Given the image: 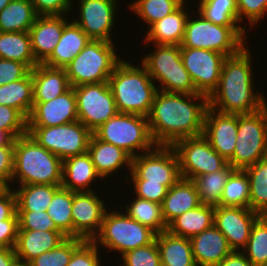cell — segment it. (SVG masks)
Returning a JSON list of instances; mask_svg holds the SVG:
<instances>
[{
	"label": "cell",
	"mask_w": 267,
	"mask_h": 266,
	"mask_svg": "<svg viewBox=\"0 0 267 266\" xmlns=\"http://www.w3.org/2000/svg\"><path fill=\"white\" fill-rule=\"evenodd\" d=\"M193 99L202 102L192 103ZM208 106V97L200 93L179 94L158 90L147 116L154 142L157 146H173L181 139L202 135Z\"/></svg>",
	"instance_id": "cell-1"
},
{
	"label": "cell",
	"mask_w": 267,
	"mask_h": 266,
	"mask_svg": "<svg viewBox=\"0 0 267 266\" xmlns=\"http://www.w3.org/2000/svg\"><path fill=\"white\" fill-rule=\"evenodd\" d=\"M251 63L246 46L225 58L218 86L208 97L209 107L222 113L249 114L266 105L263 95L253 91Z\"/></svg>",
	"instance_id": "cell-2"
},
{
	"label": "cell",
	"mask_w": 267,
	"mask_h": 266,
	"mask_svg": "<svg viewBox=\"0 0 267 266\" xmlns=\"http://www.w3.org/2000/svg\"><path fill=\"white\" fill-rule=\"evenodd\" d=\"M142 68L121 60L109 77L108 85L118 113L147 117L158 88L143 64Z\"/></svg>",
	"instance_id": "cell-3"
},
{
	"label": "cell",
	"mask_w": 267,
	"mask_h": 266,
	"mask_svg": "<svg viewBox=\"0 0 267 266\" xmlns=\"http://www.w3.org/2000/svg\"><path fill=\"white\" fill-rule=\"evenodd\" d=\"M63 160L40 146L28 133L14 139L12 180L28 184L61 185Z\"/></svg>",
	"instance_id": "cell-4"
},
{
	"label": "cell",
	"mask_w": 267,
	"mask_h": 266,
	"mask_svg": "<svg viewBox=\"0 0 267 266\" xmlns=\"http://www.w3.org/2000/svg\"><path fill=\"white\" fill-rule=\"evenodd\" d=\"M113 43L90 40L80 53L64 67L71 87L108 82L121 61Z\"/></svg>",
	"instance_id": "cell-5"
},
{
	"label": "cell",
	"mask_w": 267,
	"mask_h": 266,
	"mask_svg": "<svg viewBox=\"0 0 267 266\" xmlns=\"http://www.w3.org/2000/svg\"><path fill=\"white\" fill-rule=\"evenodd\" d=\"M199 19L187 20L180 47L206 49L228 56L237 54L245 45V29L241 26L214 24L199 14Z\"/></svg>",
	"instance_id": "cell-6"
},
{
	"label": "cell",
	"mask_w": 267,
	"mask_h": 266,
	"mask_svg": "<svg viewBox=\"0 0 267 266\" xmlns=\"http://www.w3.org/2000/svg\"><path fill=\"white\" fill-rule=\"evenodd\" d=\"M97 139L122 148L132 158L136 150L151 151L157 146L154 142L148 118L127 113H117L92 133Z\"/></svg>",
	"instance_id": "cell-7"
},
{
	"label": "cell",
	"mask_w": 267,
	"mask_h": 266,
	"mask_svg": "<svg viewBox=\"0 0 267 266\" xmlns=\"http://www.w3.org/2000/svg\"><path fill=\"white\" fill-rule=\"evenodd\" d=\"M267 158V104L249 114H238L236 146L228 161L235 170H245Z\"/></svg>",
	"instance_id": "cell-8"
},
{
	"label": "cell",
	"mask_w": 267,
	"mask_h": 266,
	"mask_svg": "<svg viewBox=\"0 0 267 266\" xmlns=\"http://www.w3.org/2000/svg\"><path fill=\"white\" fill-rule=\"evenodd\" d=\"M156 52L146 55L142 64L151 78L162 83L159 91L166 93L195 94L198 93L185 69L179 45L155 44Z\"/></svg>",
	"instance_id": "cell-9"
},
{
	"label": "cell",
	"mask_w": 267,
	"mask_h": 266,
	"mask_svg": "<svg viewBox=\"0 0 267 266\" xmlns=\"http://www.w3.org/2000/svg\"><path fill=\"white\" fill-rule=\"evenodd\" d=\"M155 237L156 233L149 227L122 212L114 211L106 212L101 228L92 241L123 255L130 250L151 244Z\"/></svg>",
	"instance_id": "cell-10"
},
{
	"label": "cell",
	"mask_w": 267,
	"mask_h": 266,
	"mask_svg": "<svg viewBox=\"0 0 267 266\" xmlns=\"http://www.w3.org/2000/svg\"><path fill=\"white\" fill-rule=\"evenodd\" d=\"M36 142L64 160L87 152L92 132L78 120L51 127H27Z\"/></svg>",
	"instance_id": "cell-11"
},
{
	"label": "cell",
	"mask_w": 267,
	"mask_h": 266,
	"mask_svg": "<svg viewBox=\"0 0 267 266\" xmlns=\"http://www.w3.org/2000/svg\"><path fill=\"white\" fill-rule=\"evenodd\" d=\"M130 173L132 180L160 183L168 189L181 179L178 156L172 146H156L155 151L133 157Z\"/></svg>",
	"instance_id": "cell-12"
},
{
	"label": "cell",
	"mask_w": 267,
	"mask_h": 266,
	"mask_svg": "<svg viewBox=\"0 0 267 266\" xmlns=\"http://www.w3.org/2000/svg\"><path fill=\"white\" fill-rule=\"evenodd\" d=\"M172 147L178 156L181 178L192 180L221 170L228 164L203 134L181 139Z\"/></svg>",
	"instance_id": "cell-13"
},
{
	"label": "cell",
	"mask_w": 267,
	"mask_h": 266,
	"mask_svg": "<svg viewBox=\"0 0 267 266\" xmlns=\"http://www.w3.org/2000/svg\"><path fill=\"white\" fill-rule=\"evenodd\" d=\"M78 121L92 133L118 111L108 82L74 87Z\"/></svg>",
	"instance_id": "cell-14"
},
{
	"label": "cell",
	"mask_w": 267,
	"mask_h": 266,
	"mask_svg": "<svg viewBox=\"0 0 267 266\" xmlns=\"http://www.w3.org/2000/svg\"><path fill=\"white\" fill-rule=\"evenodd\" d=\"M181 58L196 91L209 97L218 86L226 56L211 50L181 47Z\"/></svg>",
	"instance_id": "cell-15"
},
{
	"label": "cell",
	"mask_w": 267,
	"mask_h": 266,
	"mask_svg": "<svg viewBox=\"0 0 267 266\" xmlns=\"http://www.w3.org/2000/svg\"><path fill=\"white\" fill-rule=\"evenodd\" d=\"M104 207V201L100 200L95 192L73 191V237L92 241L98 234L107 212Z\"/></svg>",
	"instance_id": "cell-16"
},
{
	"label": "cell",
	"mask_w": 267,
	"mask_h": 266,
	"mask_svg": "<svg viewBox=\"0 0 267 266\" xmlns=\"http://www.w3.org/2000/svg\"><path fill=\"white\" fill-rule=\"evenodd\" d=\"M259 213L250 208L215 206L214 225L226 237L233 251L245 248L250 237V232Z\"/></svg>",
	"instance_id": "cell-17"
},
{
	"label": "cell",
	"mask_w": 267,
	"mask_h": 266,
	"mask_svg": "<svg viewBox=\"0 0 267 266\" xmlns=\"http://www.w3.org/2000/svg\"><path fill=\"white\" fill-rule=\"evenodd\" d=\"M80 19L74 22L91 40L112 43L111 29L116 12V0H79ZM80 20V21H79Z\"/></svg>",
	"instance_id": "cell-18"
},
{
	"label": "cell",
	"mask_w": 267,
	"mask_h": 266,
	"mask_svg": "<svg viewBox=\"0 0 267 266\" xmlns=\"http://www.w3.org/2000/svg\"><path fill=\"white\" fill-rule=\"evenodd\" d=\"M78 120L76 97L71 87L64 94L48 101L34 102L27 118V127H51Z\"/></svg>",
	"instance_id": "cell-19"
},
{
	"label": "cell",
	"mask_w": 267,
	"mask_h": 266,
	"mask_svg": "<svg viewBox=\"0 0 267 266\" xmlns=\"http://www.w3.org/2000/svg\"><path fill=\"white\" fill-rule=\"evenodd\" d=\"M237 129L238 114L222 113L208 106L204 118L203 135L208 139L211 147L226 161L233 156Z\"/></svg>",
	"instance_id": "cell-20"
},
{
	"label": "cell",
	"mask_w": 267,
	"mask_h": 266,
	"mask_svg": "<svg viewBox=\"0 0 267 266\" xmlns=\"http://www.w3.org/2000/svg\"><path fill=\"white\" fill-rule=\"evenodd\" d=\"M68 21L62 15L38 16L29 29L32 52L35 60L42 64L58 44Z\"/></svg>",
	"instance_id": "cell-21"
},
{
	"label": "cell",
	"mask_w": 267,
	"mask_h": 266,
	"mask_svg": "<svg viewBox=\"0 0 267 266\" xmlns=\"http://www.w3.org/2000/svg\"><path fill=\"white\" fill-rule=\"evenodd\" d=\"M196 266H217L233 250L226 237L213 225L190 239Z\"/></svg>",
	"instance_id": "cell-22"
},
{
	"label": "cell",
	"mask_w": 267,
	"mask_h": 266,
	"mask_svg": "<svg viewBox=\"0 0 267 266\" xmlns=\"http://www.w3.org/2000/svg\"><path fill=\"white\" fill-rule=\"evenodd\" d=\"M66 238L61 231L18 230L15 254L17 259L28 264L40 254L57 247Z\"/></svg>",
	"instance_id": "cell-23"
},
{
	"label": "cell",
	"mask_w": 267,
	"mask_h": 266,
	"mask_svg": "<svg viewBox=\"0 0 267 266\" xmlns=\"http://www.w3.org/2000/svg\"><path fill=\"white\" fill-rule=\"evenodd\" d=\"M33 102H48L71 86L64 68H51L38 64L32 69Z\"/></svg>",
	"instance_id": "cell-24"
},
{
	"label": "cell",
	"mask_w": 267,
	"mask_h": 266,
	"mask_svg": "<svg viewBox=\"0 0 267 266\" xmlns=\"http://www.w3.org/2000/svg\"><path fill=\"white\" fill-rule=\"evenodd\" d=\"M202 204L195 184L190 179L181 178L168 189L167 195L161 204L163 219L168 225L172 220L188 210Z\"/></svg>",
	"instance_id": "cell-25"
},
{
	"label": "cell",
	"mask_w": 267,
	"mask_h": 266,
	"mask_svg": "<svg viewBox=\"0 0 267 266\" xmlns=\"http://www.w3.org/2000/svg\"><path fill=\"white\" fill-rule=\"evenodd\" d=\"M87 152L101 178L121 169L125 163V166L128 165L131 170L132 157L127 152L111 143L97 139L93 134L90 137Z\"/></svg>",
	"instance_id": "cell-26"
},
{
	"label": "cell",
	"mask_w": 267,
	"mask_h": 266,
	"mask_svg": "<svg viewBox=\"0 0 267 266\" xmlns=\"http://www.w3.org/2000/svg\"><path fill=\"white\" fill-rule=\"evenodd\" d=\"M91 39L73 21L64 26L62 36L52 54L42 63L51 68H64L88 44Z\"/></svg>",
	"instance_id": "cell-27"
},
{
	"label": "cell",
	"mask_w": 267,
	"mask_h": 266,
	"mask_svg": "<svg viewBox=\"0 0 267 266\" xmlns=\"http://www.w3.org/2000/svg\"><path fill=\"white\" fill-rule=\"evenodd\" d=\"M100 176L88 152L63 160L61 187L75 192L92 191L89 186Z\"/></svg>",
	"instance_id": "cell-28"
},
{
	"label": "cell",
	"mask_w": 267,
	"mask_h": 266,
	"mask_svg": "<svg viewBox=\"0 0 267 266\" xmlns=\"http://www.w3.org/2000/svg\"><path fill=\"white\" fill-rule=\"evenodd\" d=\"M187 14L184 10V4H182L174 12L149 26L144 41H149V43L153 41L160 45L180 46L189 18Z\"/></svg>",
	"instance_id": "cell-29"
},
{
	"label": "cell",
	"mask_w": 267,
	"mask_h": 266,
	"mask_svg": "<svg viewBox=\"0 0 267 266\" xmlns=\"http://www.w3.org/2000/svg\"><path fill=\"white\" fill-rule=\"evenodd\" d=\"M161 266H196L189 238L176 236L167 230L155 237Z\"/></svg>",
	"instance_id": "cell-30"
},
{
	"label": "cell",
	"mask_w": 267,
	"mask_h": 266,
	"mask_svg": "<svg viewBox=\"0 0 267 266\" xmlns=\"http://www.w3.org/2000/svg\"><path fill=\"white\" fill-rule=\"evenodd\" d=\"M214 225V206L201 204L176 217L167 225L173 235L191 239Z\"/></svg>",
	"instance_id": "cell-31"
},
{
	"label": "cell",
	"mask_w": 267,
	"mask_h": 266,
	"mask_svg": "<svg viewBox=\"0 0 267 266\" xmlns=\"http://www.w3.org/2000/svg\"><path fill=\"white\" fill-rule=\"evenodd\" d=\"M38 16L30 0H12L0 11V32H29Z\"/></svg>",
	"instance_id": "cell-32"
},
{
	"label": "cell",
	"mask_w": 267,
	"mask_h": 266,
	"mask_svg": "<svg viewBox=\"0 0 267 266\" xmlns=\"http://www.w3.org/2000/svg\"><path fill=\"white\" fill-rule=\"evenodd\" d=\"M0 58L24 63L30 70L39 64L32 52L29 32H0Z\"/></svg>",
	"instance_id": "cell-33"
},
{
	"label": "cell",
	"mask_w": 267,
	"mask_h": 266,
	"mask_svg": "<svg viewBox=\"0 0 267 266\" xmlns=\"http://www.w3.org/2000/svg\"><path fill=\"white\" fill-rule=\"evenodd\" d=\"M33 103L32 70L24 78L0 86V105L15 108L28 118Z\"/></svg>",
	"instance_id": "cell-34"
},
{
	"label": "cell",
	"mask_w": 267,
	"mask_h": 266,
	"mask_svg": "<svg viewBox=\"0 0 267 266\" xmlns=\"http://www.w3.org/2000/svg\"><path fill=\"white\" fill-rule=\"evenodd\" d=\"M61 185L28 184L14 190L17 211H47Z\"/></svg>",
	"instance_id": "cell-35"
},
{
	"label": "cell",
	"mask_w": 267,
	"mask_h": 266,
	"mask_svg": "<svg viewBox=\"0 0 267 266\" xmlns=\"http://www.w3.org/2000/svg\"><path fill=\"white\" fill-rule=\"evenodd\" d=\"M234 170L230 164H227L221 170L202 174L192 179L202 204L219 206L223 188Z\"/></svg>",
	"instance_id": "cell-36"
},
{
	"label": "cell",
	"mask_w": 267,
	"mask_h": 266,
	"mask_svg": "<svg viewBox=\"0 0 267 266\" xmlns=\"http://www.w3.org/2000/svg\"><path fill=\"white\" fill-rule=\"evenodd\" d=\"M72 203L73 191L60 187L47 208V214L67 237H73Z\"/></svg>",
	"instance_id": "cell-37"
},
{
	"label": "cell",
	"mask_w": 267,
	"mask_h": 266,
	"mask_svg": "<svg viewBox=\"0 0 267 266\" xmlns=\"http://www.w3.org/2000/svg\"><path fill=\"white\" fill-rule=\"evenodd\" d=\"M250 181V209L267 215V158L244 170Z\"/></svg>",
	"instance_id": "cell-38"
},
{
	"label": "cell",
	"mask_w": 267,
	"mask_h": 266,
	"mask_svg": "<svg viewBox=\"0 0 267 266\" xmlns=\"http://www.w3.org/2000/svg\"><path fill=\"white\" fill-rule=\"evenodd\" d=\"M219 206L250 208V181L244 170H234L230 174Z\"/></svg>",
	"instance_id": "cell-39"
},
{
	"label": "cell",
	"mask_w": 267,
	"mask_h": 266,
	"mask_svg": "<svg viewBox=\"0 0 267 266\" xmlns=\"http://www.w3.org/2000/svg\"><path fill=\"white\" fill-rule=\"evenodd\" d=\"M127 215L156 234L167 230L162 216L161 204L136 197L130 206H126Z\"/></svg>",
	"instance_id": "cell-40"
},
{
	"label": "cell",
	"mask_w": 267,
	"mask_h": 266,
	"mask_svg": "<svg viewBox=\"0 0 267 266\" xmlns=\"http://www.w3.org/2000/svg\"><path fill=\"white\" fill-rule=\"evenodd\" d=\"M199 3L198 14L205 19L222 26H237L239 20L236 0H204Z\"/></svg>",
	"instance_id": "cell-41"
},
{
	"label": "cell",
	"mask_w": 267,
	"mask_h": 266,
	"mask_svg": "<svg viewBox=\"0 0 267 266\" xmlns=\"http://www.w3.org/2000/svg\"><path fill=\"white\" fill-rule=\"evenodd\" d=\"M243 253L253 266L267 263V215H260L253 224Z\"/></svg>",
	"instance_id": "cell-42"
},
{
	"label": "cell",
	"mask_w": 267,
	"mask_h": 266,
	"mask_svg": "<svg viewBox=\"0 0 267 266\" xmlns=\"http://www.w3.org/2000/svg\"><path fill=\"white\" fill-rule=\"evenodd\" d=\"M184 0H136L130 5L150 26L178 9Z\"/></svg>",
	"instance_id": "cell-43"
},
{
	"label": "cell",
	"mask_w": 267,
	"mask_h": 266,
	"mask_svg": "<svg viewBox=\"0 0 267 266\" xmlns=\"http://www.w3.org/2000/svg\"><path fill=\"white\" fill-rule=\"evenodd\" d=\"M85 240L75 237H67L57 247L40 254L38 257L32 259L29 266H66L73 252L84 242Z\"/></svg>",
	"instance_id": "cell-44"
},
{
	"label": "cell",
	"mask_w": 267,
	"mask_h": 266,
	"mask_svg": "<svg viewBox=\"0 0 267 266\" xmlns=\"http://www.w3.org/2000/svg\"><path fill=\"white\" fill-rule=\"evenodd\" d=\"M121 256L124 261L122 266H161L156 240L144 247L130 250Z\"/></svg>",
	"instance_id": "cell-45"
},
{
	"label": "cell",
	"mask_w": 267,
	"mask_h": 266,
	"mask_svg": "<svg viewBox=\"0 0 267 266\" xmlns=\"http://www.w3.org/2000/svg\"><path fill=\"white\" fill-rule=\"evenodd\" d=\"M0 129L16 139L28 133L27 118L15 108L0 105Z\"/></svg>",
	"instance_id": "cell-46"
},
{
	"label": "cell",
	"mask_w": 267,
	"mask_h": 266,
	"mask_svg": "<svg viewBox=\"0 0 267 266\" xmlns=\"http://www.w3.org/2000/svg\"><path fill=\"white\" fill-rule=\"evenodd\" d=\"M19 230L60 231L47 211H17Z\"/></svg>",
	"instance_id": "cell-47"
},
{
	"label": "cell",
	"mask_w": 267,
	"mask_h": 266,
	"mask_svg": "<svg viewBox=\"0 0 267 266\" xmlns=\"http://www.w3.org/2000/svg\"><path fill=\"white\" fill-rule=\"evenodd\" d=\"M98 245L93 241H84L72 254L66 266H101Z\"/></svg>",
	"instance_id": "cell-48"
},
{
	"label": "cell",
	"mask_w": 267,
	"mask_h": 266,
	"mask_svg": "<svg viewBox=\"0 0 267 266\" xmlns=\"http://www.w3.org/2000/svg\"><path fill=\"white\" fill-rule=\"evenodd\" d=\"M238 9V20L243 19L242 16H247L249 22L254 24L260 22L262 16L267 13V0H236Z\"/></svg>",
	"instance_id": "cell-49"
},
{
	"label": "cell",
	"mask_w": 267,
	"mask_h": 266,
	"mask_svg": "<svg viewBox=\"0 0 267 266\" xmlns=\"http://www.w3.org/2000/svg\"><path fill=\"white\" fill-rule=\"evenodd\" d=\"M138 198L162 204L168 188L160 183H146V180H133Z\"/></svg>",
	"instance_id": "cell-50"
},
{
	"label": "cell",
	"mask_w": 267,
	"mask_h": 266,
	"mask_svg": "<svg viewBox=\"0 0 267 266\" xmlns=\"http://www.w3.org/2000/svg\"><path fill=\"white\" fill-rule=\"evenodd\" d=\"M30 71L24 63L0 58V86L18 81Z\"/></svg>",
	"instance_id": "cell-51"
},
{
	"label": "cell",
	"mask_w": 267,
	"mask_h": 266,
	"mask_svg": "<svg viewBox=\"0 0 267 266\" xmlns=\"http://www.w3.org/2000/svg\"><path fill=\"white\" fill-rule=\"evenodd\" d=\"M14 170V140L0 147V187H10Z\"/></svg>",
	"instance_id": "cell-52"
},
{
	"label": "cell",
	"mask_w": 267,
	"mask_h": 266,
	"mask_svg": "<svg viewBox=\"0 0 267 266\" xmlns=\"http://www.w3.org/2000/svg\"><path fill=\"white\" fill-rule=\"evenodd\" d=\"M39 16L63 15L71 8V0H30Z\"/></svg>",
	"instance_id": "cell-53"
},
{
	"label": "cell",
	"mask_w": 267,
	"mask_h": 266,
	"mask_svg": "<svg viewBox=\"0 0 267 266\" xmlns=\"http://www.w3.org/2000/svg\"><path fill=\"white\" fill-rule=\"evenodd\" d=\"M18 230L17 212L10 219L0 221V248H14Z\"/></svg>",
	"instance_id": "cell-54"
},
{
	"label": "cell",
	"mask_w": 267,
	"mask_h": 266,
	"mask_svg": "<svg viewBox=\"0 0 267 266\" xmlns=\"http://www.w3.org/2000/svg\"><path fill=\"white\" fill-rule=\"evenodd\" d=\"M16 212L14 191L10 187H0V221L10 219Z\"/></svg>",
	"instance_id": "cell-55"
},
{
	"label": "cell",
	"mask_w": 267,
	"mask_h": 266,
	"mask_svg": "<svg viewBox=\"0 0 267 266\" xmlns=\"http://www.w3.org/2000/svg\"><path fill=\"white\" fill-rule=\"evenodd\" d=\"M217 266H253L241 251H233L226 256Z\"/></svg>",
	"instance_id": "cell-56"
},
{
	"label": "cell",
	"mask_w": 267,
	"mask_h": 266,
	"mask_svg": "<svg viewBox=\"0 0 267 266\" xmlns=\"http://www.w3.org/2000/svg\"><path fill=\"white\" fill-rule=\"evenodd\" d=\"M16 258L14 248H0V266H9Z\"/></svg>",
	"instance_id": "cell-57"
},
{
	"label": "cell",
	"mask_w": 267,
	"mask_h": 266,
	"mask_svg": "<svg viewBox=\"0 0 267 266\" xmlns=\"http://www.w3.org/2000/svg\"><path fill=\"white\" fill-rule=\"evenodd\" d=\"M14 138L5 130L0 129V147L8 146Z\"/></svg>",
	"instance_id": "cell-58"
},
{
	"label": "cell",
	"mask_w": 267,
	"mask_h": 266,
	"mask_svg": "<svg viewBox=\"0 0 267 266\" xmlns=\"http://www.w3.org/2000/svg\"><path fill=\"white\" fill-rule=\"evenodd\" d=\"M9 266H29V265L23 262L22 260L16 258Z\"/></svg>",
	"instance_id": "cell-59"
},
{
	"label": "cell",
	"mask_w": 267,
	"mask_h": 266,
	"mask_svg": "<svg viewBox=\"0 0 267 266\" xmlns=\"http://www.w3.org/2000/svg\"><path fill=\"white\" fill-rule=\"evenodd\" d=\"M12 0H0V11L7 6Z\"/></svg>",
	"instance_id": "cell-60"
}]
</instances>
